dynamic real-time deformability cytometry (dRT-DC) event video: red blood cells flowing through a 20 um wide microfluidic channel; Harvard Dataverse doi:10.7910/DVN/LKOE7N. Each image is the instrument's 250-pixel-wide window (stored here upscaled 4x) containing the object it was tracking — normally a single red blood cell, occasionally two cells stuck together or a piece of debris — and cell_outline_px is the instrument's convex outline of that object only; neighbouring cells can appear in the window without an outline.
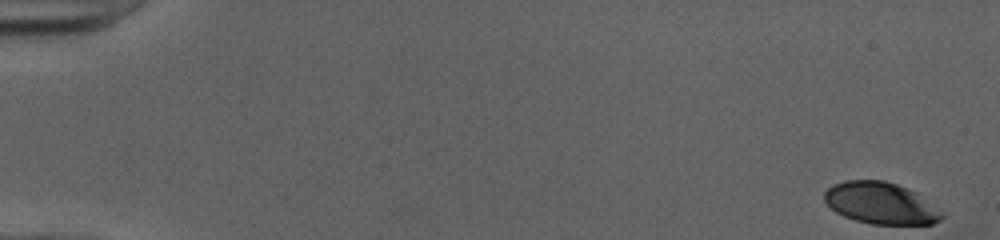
{"species": "human", "species_latin": "Homo sapiens", "temperature_condition": "cold", "stored_images_in_passage": 51, "camera_frame_rate_fps": 3000, "um_per_image_px": 0.085, "donor": {"sex": "female"}, "frame": {"image": 1, "passage_image": 1, "time_ms": 0.0, "image_size_px": [1000, 240], "cell_outline_px": [[944, 216], [940, 220], [932, 224], [872, 224], [856, 220], [844, 216], [836, 212], [824, 200], [824, 192], [832, 184], [844, 180], [884, 180], [908, 188], [916, 192], [944, 212]], "centroid_in_image_um": [74.88, 17.26], "position_along_channel_um": 10.1, "area_um2": 28.61}}
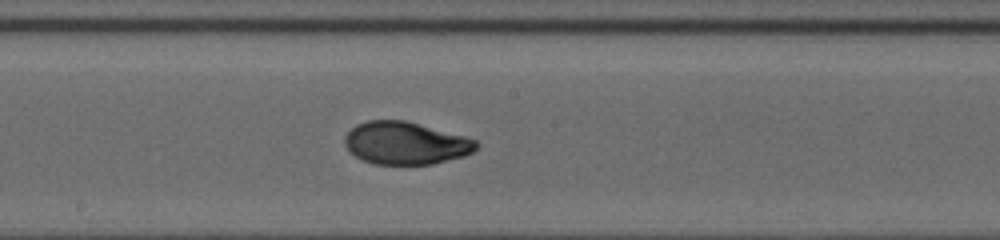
{"frame": {"image": 2, "passage_image": 29, "time_ms": 9.333, "image_size_px": [1000, 240], "cell_outline_px": [[480, 144], [472, 152], [464, 156], [432, 164], [372, 164], [348, 152], [344, 144], [344, 136], [356, 124], [368, 120], [404, 120], [464, 136], [476, 140]], "centroid_in_image_um": [34.44, 12.17], "position_along_channel_um": 213.8, "area_um2": 32.6}}
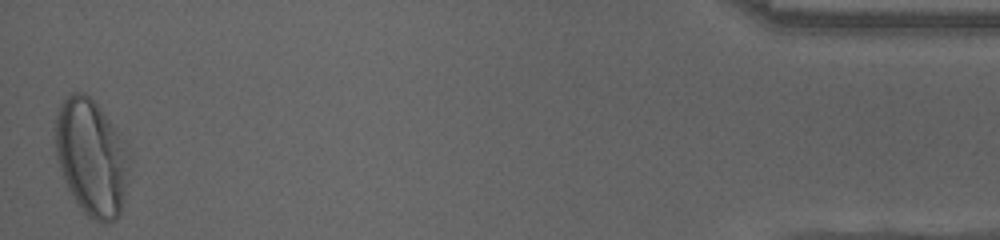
{"frame": {"image": 3, "passage_image": 51, "time_ms": 16.667, "image_size_px": [1000, 240], "cell_outline_px": [[128, 152], [124, 196], [120, 212], [116, 220], [108, 224], [104, 224], [88, 216], [80, 208], [68, 188], [64, 180], [56, 156], [56, 116], [60, 104], [72, 92], [84, 92], [96, 104], [108, 120], [128, 148]], "centroid_in_image_um": [7.74, 13.4], "position_along_channel_um": 427.5, "area_um2": 49.13}, "authors_computed_cell_mechanics": {"area_um2": 32.4836, "velocity_mm_per_s": 4.0256, "shape_relaxation_time_tau1_ms": 6.7893, "shape_relaxation_time_tau2_ms": 0.8727, "deformation_change_tau1": 0.2446, "deformation_change_tau2": 0.0463}}